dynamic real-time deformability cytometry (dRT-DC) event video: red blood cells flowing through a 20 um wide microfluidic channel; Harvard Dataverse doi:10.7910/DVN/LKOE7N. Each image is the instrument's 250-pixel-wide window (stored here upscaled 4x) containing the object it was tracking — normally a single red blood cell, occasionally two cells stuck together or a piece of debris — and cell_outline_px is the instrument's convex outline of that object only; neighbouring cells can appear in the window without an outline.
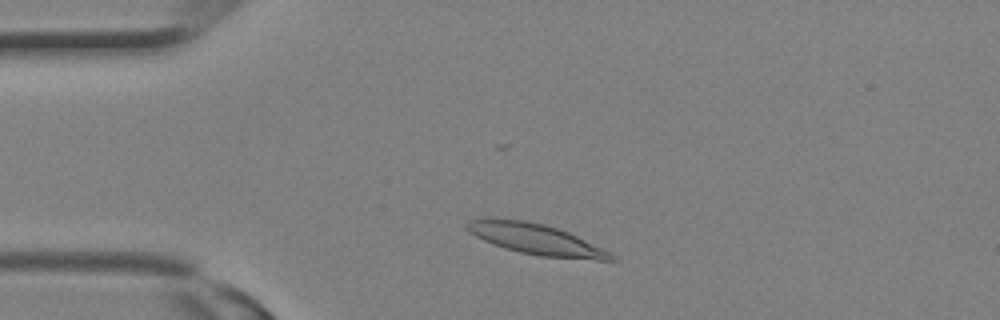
{"species": "Egyptian fruit bat (a non-hibernating species)", "species_latin": "Rousettus aegyptiacus", "temperature_condition": "room temperature", "stored_images_in_passage": 13, "camera_frame_rate_fps": 3000, "um_per_image_px": 0.085, "animal": {"sex": "female"}, "frame": {"image": 1, "passage_image": 3, "time_ms": 0.667, "image_size_px": [1000, 320], "cell_outline_px": [[616, 260], [596, 260], [540, 256], [520, 252], [504, 248], [492, 244], [468, 232], [464, 228], [464, 224], [468, 220], [524, 220], [544, 224], [568, 232], [608, 252]], "centroid_in_image_um": [45.5, 20.35], "position_along_channel_um": 39.5, "area_um2": 25.03}}
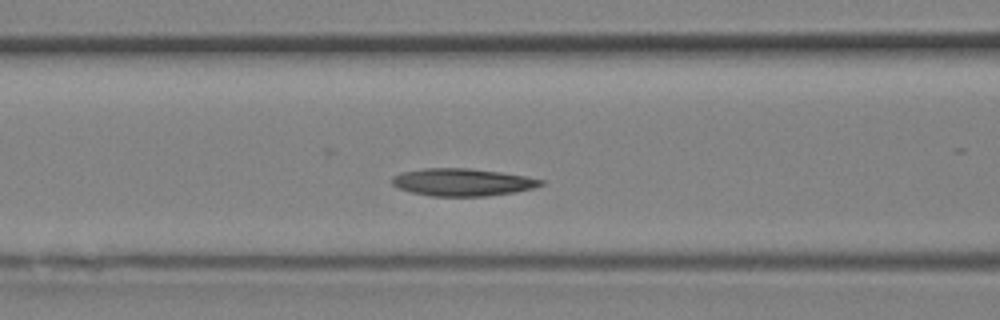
{"frame": {"image": 2, "passage_image": 8, "time_ms": 2.333, "image_size_px": [1000, 320], "cell_outline_px": [[544, 184], [532, 188], [512, 192], [488, 196], [432, 196], [412, 192], [400, 188], [392, 184], [392, 176], [404, 172], [424, 168], [468, 168], [500, 172], [524, 176], [544, 180]], "centroid_in_image_um": [39.3, 15.48], "position_along_channel_um": 127.3, "area_um2": 23.52}}
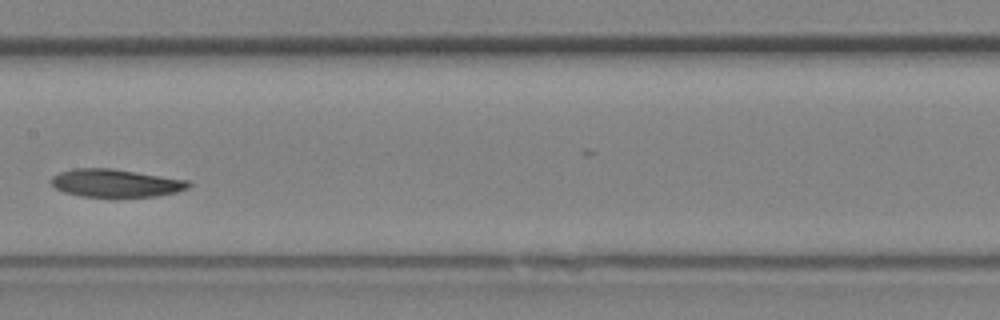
{"frame": {"image": 3, "passage_image": 11, "time_ms": 3.333, "image_size_px": [1000, 320], "cell_outline_px": [[192, 184], [188, 188], [176, 192], [156, 196], [80, 196], [64, 192], [56, 188], [52, 184], [52, 176], [60, 172], [76, 168], [112, 168], [188, 180]], "centroid_in_image_um": [9.84, 15.55], "position_along_channel_um": 197.6, "area_um2": 22.08}}